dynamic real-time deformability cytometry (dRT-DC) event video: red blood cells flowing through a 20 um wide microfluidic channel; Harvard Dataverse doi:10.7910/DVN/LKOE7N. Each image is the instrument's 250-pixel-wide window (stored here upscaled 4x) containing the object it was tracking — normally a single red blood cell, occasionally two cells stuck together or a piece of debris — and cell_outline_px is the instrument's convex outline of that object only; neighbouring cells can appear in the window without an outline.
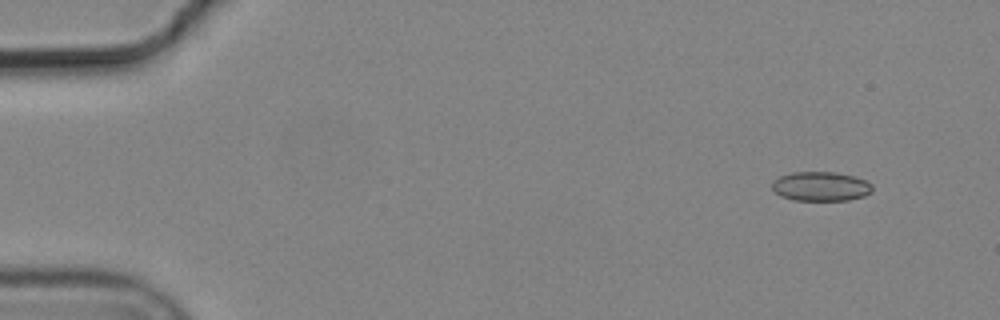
{"species": "common noctule bat (a hibernating species)", "species_latin": "Nyctalus noctula", "temperature_condition": "cold", "stored_images_in_passage": 8, "camera_frame_rate_fps": 3000, "um_per_image_px": 0.085, "animal": {"sex": "male", "body_mass_g": 19.2, "forearm_length_mm": 51.8}, "frame": {"image": 1, "passage_image": 1, "time_ms": 0.0, "image_size_px": [1000, 320], "cell_outline_px": [[872, 192], [864, 196], [848, 200], [792, 200], [780, 196], [772, 188], [772, 180], [780, 176], [792, 172], [836, 172], [852, 176], [864, 180], [872, 184]], "centroid_in_image_um": [69.75, 15.84], "position_along_channel_um": 15.3, "area_um2": 17.17}}
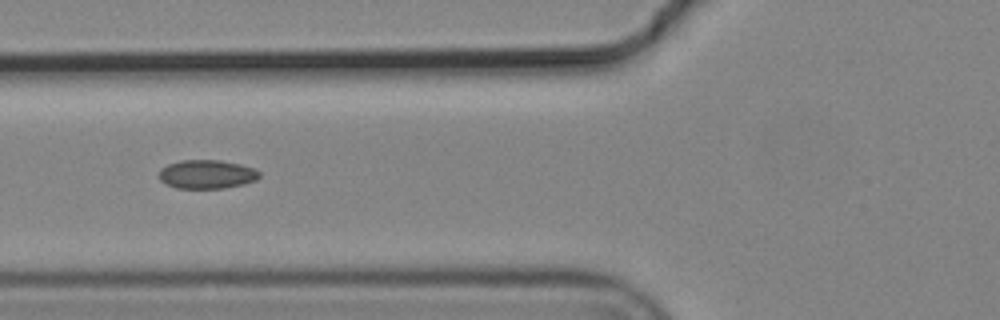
{"frame": {"image": 2, "passage_image": 6, "time_ms": 1.667, "image_size_px": [1000, 320], "cell_outline_px": [[260, 176], [256, 180], [244, 184], [224, 188], [176, 188], [164, 184], [160, 180], [160, 168], [168, 164], [180, 160], [220, 160], [240, 164], [252, 168], [260, 172]], "centroid_in_image_um": [17.56, 14.81], "position_along_channel_um": 108.2, "area_um2": 16.88}}
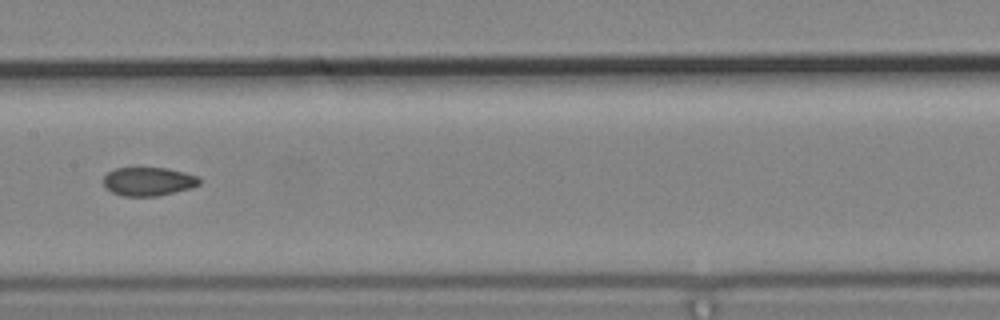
{"frame": {"image": 3, "passage_image": 8, "time_ms": 2.333, "image_size_px": [1000, 320], "cell_outline_px": [[200, 184], [192, 188], [156, 196], [124, 196], [112, 192], [104, 188], [104, 176], [108, 172], [116, 168], [168, 168], [184, 172], [196, 176], [200, 180]], "centroid_in_image_um": [12.6, 15.43], "position_along_channel_um": 194.8, "area_um2": 15.95}}